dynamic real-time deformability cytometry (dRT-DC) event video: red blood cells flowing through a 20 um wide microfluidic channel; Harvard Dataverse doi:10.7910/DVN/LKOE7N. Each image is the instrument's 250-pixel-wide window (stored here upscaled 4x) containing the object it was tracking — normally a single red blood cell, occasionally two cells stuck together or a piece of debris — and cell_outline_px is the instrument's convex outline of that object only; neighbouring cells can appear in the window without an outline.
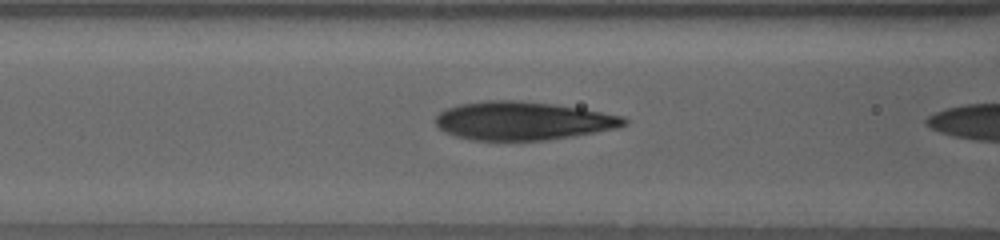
{"species": "human", "species_latin": "Homo sapiens", "temperature_condition": "warm", "stored_images_in_passage": 11, "camera_frame_rate_fps": 3000, "um_per_image_px": 0.085, "donor": {"sex": "female"}, "frame": {"image": 1, "passage_image": 10, "time_ms": 4.333, "image_size_px": [1000, 240], "cell_outline_px": [[628, 124], [616, 128], [544, 140], [472, 140], [456, 136], [444, 132], [436, 124], [436, 116], [440, 112], [448, 108], [460, 104], [488, 100], [512, 100], [552, 104], [580, 108], [624, 116], [628, 120]], "centroid_in_image_um": [44.42, 10.26], "position_along_channel_um": 122.2, "area_um2": 41.67}}